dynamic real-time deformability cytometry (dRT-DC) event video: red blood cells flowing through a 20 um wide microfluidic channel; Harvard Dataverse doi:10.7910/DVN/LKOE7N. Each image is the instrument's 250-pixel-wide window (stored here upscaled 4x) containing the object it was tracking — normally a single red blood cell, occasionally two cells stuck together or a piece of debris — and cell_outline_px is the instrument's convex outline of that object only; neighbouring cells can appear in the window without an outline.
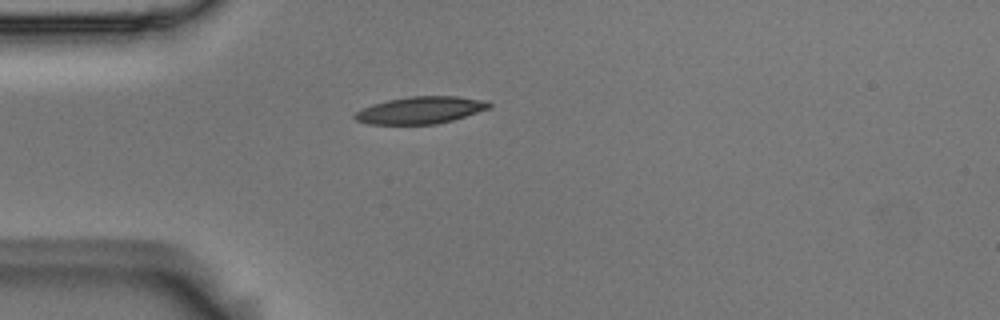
{"species": "Egyptian fruit bat (a non-hibernating species)", "species_latin": "Rousettus aegyptiacus", "temperature_condition": "room temperature", "stored_images_in_passage": 1, "camera_frame_rate_fps": 3000, "um_per_image_px": 0.085, "animal": {"sex": "male"}, "frame": {"image": 1, "passage_image": 1, "time_ms": 0.0, "image_size_px": [1000, 320], "cell_outline_px": [[492, 108], [452, 120], [436, 124], [368, 124], [356, 120], [352, 116], [356, 112], [372, 104], [388, 100], [412, 96], [456, 96], [488, 100], [492, 104]], "centroid_in_image_um": [35.79, 9.36], "position_along_channel_um": 49.2, "area_um2": 21.27}}